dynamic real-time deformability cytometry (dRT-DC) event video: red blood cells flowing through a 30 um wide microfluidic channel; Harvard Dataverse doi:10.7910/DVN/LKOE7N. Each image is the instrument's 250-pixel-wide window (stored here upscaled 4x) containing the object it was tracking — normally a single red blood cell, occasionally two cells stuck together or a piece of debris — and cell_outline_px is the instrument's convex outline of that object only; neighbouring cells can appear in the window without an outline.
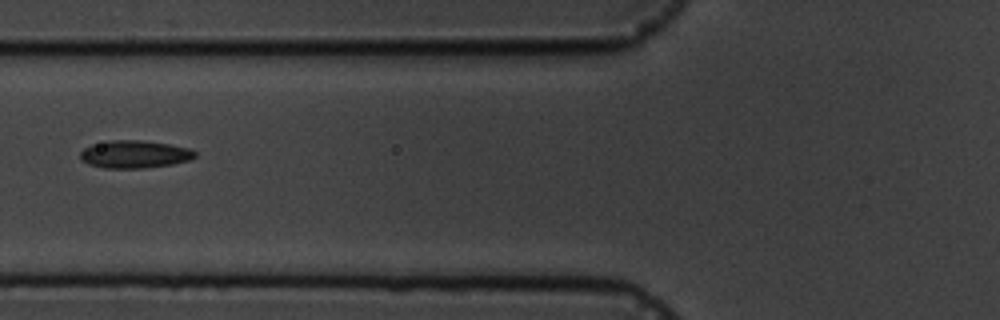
{"species": "common noctule bat (a hibernating species)", "species_latin": "Nyctalus noctula", "temperature_condition": "cold", "stored_images_in_passage": 8, "camera_frame_rate_fps": 3000, "um_per_image_px": 0.085, "animal": {"sex": "male", "body_mass_g": 19.5, "forearm_length_mm": 54.6}, "frame": {"image": 1, "passage_image": 6, "time_ms": 7.0, "image_size_px": [1000, 320], "cell_outline_px": [[196, 156], [188, 160], [172, 164], [144, 168], [104, 168], [88, 164], [80, 160], [80, 152], [84, 148], [92, 144], [108, 140], [144, 140], [168, 144], [188, 148], [196, 152]], "centroid_in_image_um": [11.39, 13.11], "position_along_channel_um": 114.4, "area_um2": 18.55}}
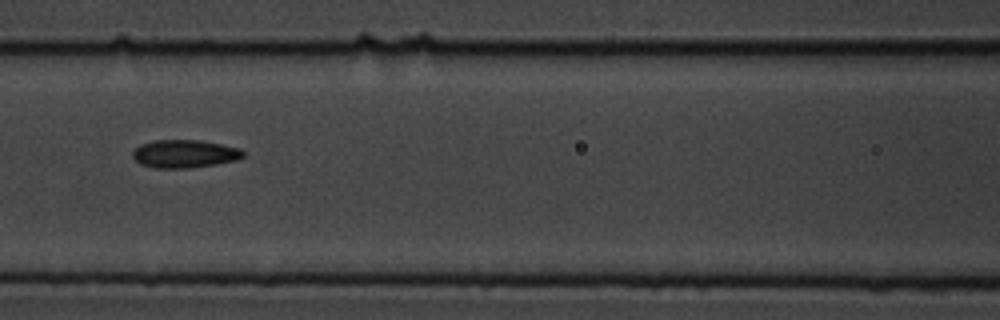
{"frame": {"image": 2, "passage_image": 7, "time_ms": 8.0, "image_size_px": [1000, 320], "cell_outline_px": [[244, 156], [236, 160], [216, 164], [188, 168], [152, 168], [140, 164], [132, 156], [132, 152], [140, 144], [152, 140], [200, 140], [240, 148], [244, 152]], "centroid_in_image_um": [15.66, 13.07], "position_along_channel_um": 150.9, "area_um2": 18.09}}
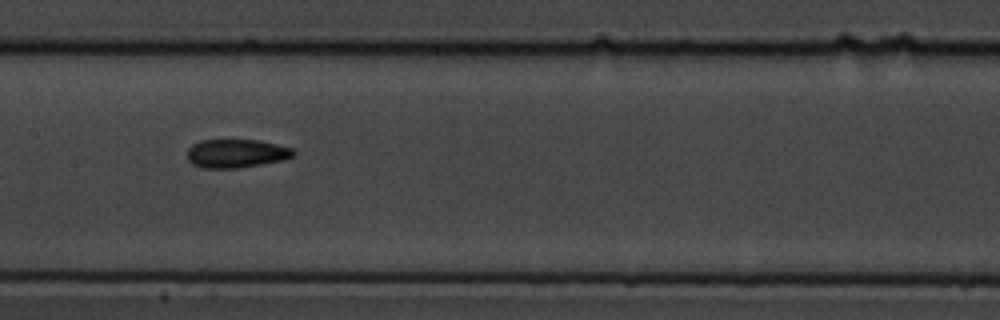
{"frame": {"image": 3, "passage_image": 8, "time_ms": 9.0, "image_size_px": [1000, 320], "cell_outline_px": [[296, 156], [280, 160], [260, 164], [236, 168], [200, 168], [192, 164], [188, 160], [188, 148], [192, 144], [200, 140], [260, 140], [292, 148], [296, 152]], "centroid_in_image_um": [20.07, 13.04], "position_along_channel_um": 187.3, "area_um2": 17.69}}